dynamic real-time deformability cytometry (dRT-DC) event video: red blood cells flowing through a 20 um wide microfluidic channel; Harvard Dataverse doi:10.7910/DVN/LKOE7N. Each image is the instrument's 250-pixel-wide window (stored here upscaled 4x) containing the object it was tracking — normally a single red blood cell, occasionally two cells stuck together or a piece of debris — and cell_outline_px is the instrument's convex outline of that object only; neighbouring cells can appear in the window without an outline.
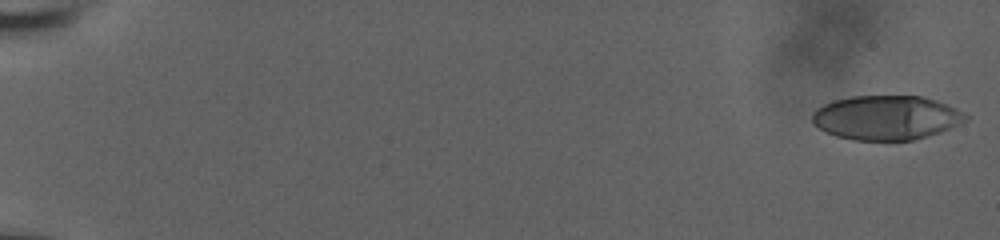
{"species": "human", "species_latin": "Homo sapiens", "temperature_condition": "room temperature", "stored_images_in_passage": 37, "camera_frame_rate_fps": 3000, "um_per_image_px": 0.085, "donor": {"sex": "male"}, "frame": {"image": 1, "passage_image": 1, "time_ms": 0.0, "image_size_px": [1000, 240], "cell_outline_px": [[968, 120], [940, 132], [912, 140], [852, 140], [836, 136], [812, 124], [812, 112], [816, 108], [832, 100], [852, 96], [924, 96], [936, 100], [956, 108], [964, 112], [968, 116]], "centroid_in_image_um": [75.32, 9.99], "position_along_channel_um": 9.7, "area_um2": 39.71}}
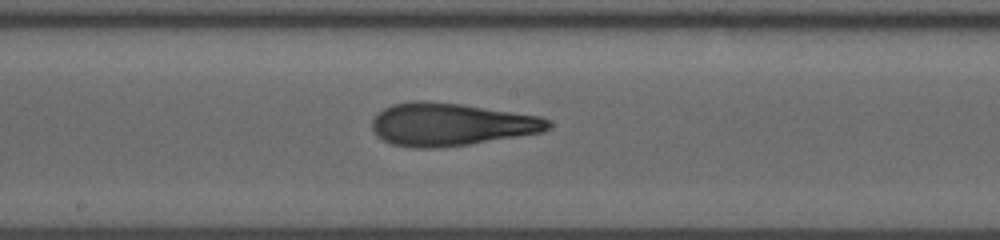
{"frame": {"image": 2, "passage_image": 24, "time_ms": 7.667, "image_size_px": [1000, 240], "cell_outline_px": [[552, 128], [544, 132], [468, 144], [436, 148], [416, 148], [392, 144], [376, 136], [372, 128], [372, 120], [384, 108], [392, 104], [412, 100], [424, 100], [460, 104], [540, 116], [548, 120], [552, 124]], "centroid_in_image_um": [38.32, 10.57], "position_along_channel_um": 209.9, "area_um2": 43.87}}
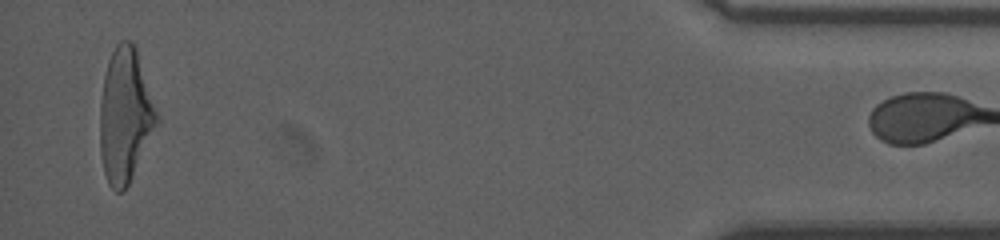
{"frame": {"image": 3, "passage_image": 36, "time_ms": 11.667, "image_size_px": [1000, 240], "cell_outline_px": [[160, 120], [128, 184], [120, 192], [116, 192], [108, 184], [104, 172], [100, 152], [100, 104], [104, 76], [108, 60], [116, 44], [120, 40], [132, 40], [136, 48], [160, 116]], "centroid_in_image_um": [10.65, 9.78], "position_along_channel_um": 424.6, "area_um2": 44.51}}